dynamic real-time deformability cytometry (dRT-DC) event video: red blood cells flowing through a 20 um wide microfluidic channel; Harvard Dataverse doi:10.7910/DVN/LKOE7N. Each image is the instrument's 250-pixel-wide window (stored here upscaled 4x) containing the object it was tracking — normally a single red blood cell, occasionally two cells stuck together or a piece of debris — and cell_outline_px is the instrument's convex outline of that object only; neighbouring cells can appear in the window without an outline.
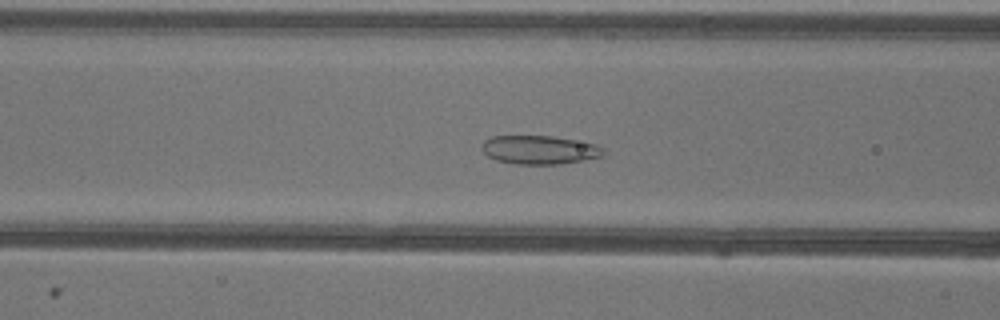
{"species": "common noctule bat (a hibernating species)", "species_latin": "Nyctalus noctula", "temperature_condition": "warm", "stored_images_in_passage": 50, "camera_frame_rate_fps": 3000, "um_per_image_px": 0.085, "animal": {"sex": "female"}, "frame": {"image": 1, "passage_image": 20, "time_ms": 6.333, "image_size_px": [1000, 320], "cell_outline_px": [[608, 152], [604, 156], [560, 164], [516, 164], [496, 160], [488, 156], [484, 152], [484, 140], [492, 136], [552, 136], [596, 144], [604, 148]], "centroid_in_image_um": [45.92, 12.74], "position_along_channel_um": 120.7, "area_um2": 20.23}}
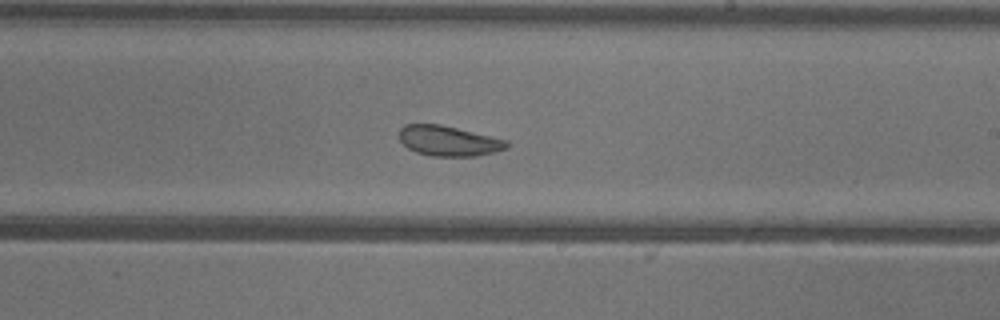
{"frame": {"image": 2, "passage_image": 30, "time_ms": 9.667, "image_size_px": [1000, 320], "cell_outline_px": [[508, 148], [476, 156], [432, 156], [416, 152], [408, 148], [400, 140], [400, 128], [404, 124], [440, 124], [508, 140]], "centroid_in_image_um": [38.12, 11.97], "position_along_channel_um": 250.9, "area_um2": 18.79}}
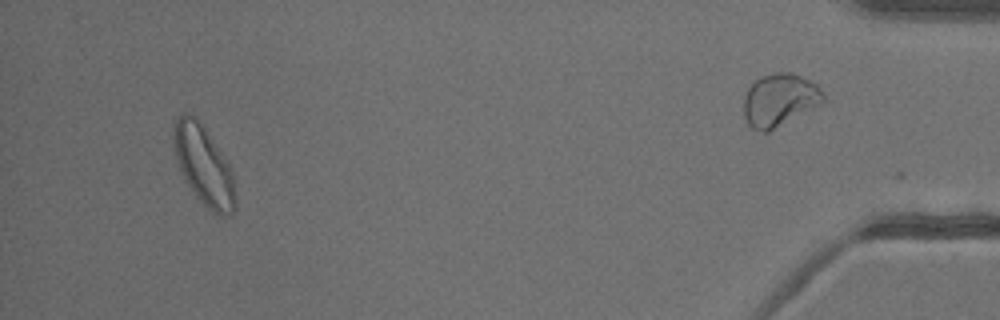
{"frame": {"image": 3, "passage_image": 49, "time_ms": 16.0, "image_size_px": [1000, 320], "cell_outline_px": [[236, 208], [228, 216], [220, 216], [212, 212], [196, 196], [188, 184], [176, 160], [172, 136], [176, 120], [180, 112], [188, 112], [196, 116], [224, 156], [232, 168], [236, 196]], "centroid_in_image_um": [17.33, 14.05], "position_along_channel_um": 417.9, "area_um2": 28.61}, "authors_computed_cell_mechanics": {"area_um2": 22.4553, "velocity_mm_per_s": 3.9144, "shape_relaxation_time_tau1_ms": 7.2151, "shape_relaxation_time_tau2_ms": 1.5066, "deformation_change_tau1": 0.1152, "deformation_change_tau2": 0.0688}}